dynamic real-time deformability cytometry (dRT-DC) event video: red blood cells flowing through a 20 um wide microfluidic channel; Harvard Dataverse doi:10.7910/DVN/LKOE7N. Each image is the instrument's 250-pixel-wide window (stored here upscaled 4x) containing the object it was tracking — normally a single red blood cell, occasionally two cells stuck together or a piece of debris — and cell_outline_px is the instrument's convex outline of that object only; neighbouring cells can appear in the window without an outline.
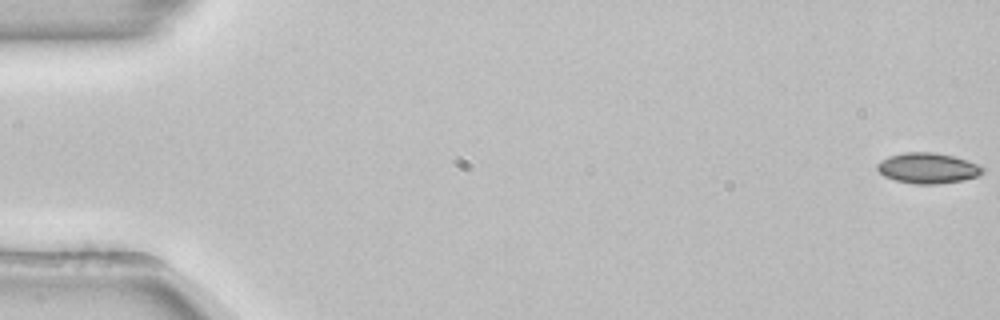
{"species": "common noctule bat (a hibernating species)", "species_latin": "Nyctalus noctula", "temperature_condition": "room temperature", "stored_images_in_passage": 54, "camera_frame_rate_fps": 3000, "um_per_image_px": 0.085, "animal": {"sex": "female", "body_mass_g": 22.7, "forearm_length_mm": 54.2}, "frame": {"image": 1, "passage_image": 1, "time_ms": 0.0, "image_size_px": [1000, 320], "cell_outline_px": [[984, 172], [976, 176], [960, 180], [936, 184], [916, 184], [896, 180], [884, 176], [876, 168], [876, 164], [880, 160], [888, 156], [904, 152], [932, 152], [952, 156], [968, 160], [984, 168]], "centroid_in_image_um": [78.82, 14.28], "position_along_channel_um": 6.2, "area_um2": 18.61}}
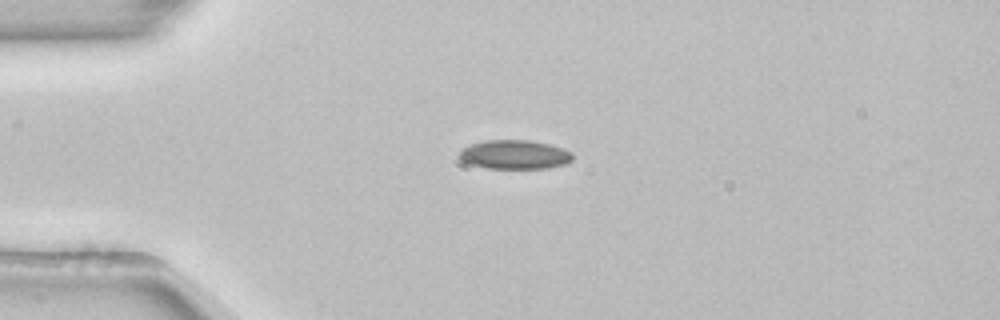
{"frame": {"image": 2, "passage_image": 14, "time_ms": 4.333, "image_size_px": [1000, 320], "cell_outline_px": [[572, 160], [564, 164], [548, 168], [488, 168], [472, 164], [464, 160], [460, 156], [460, 148], [484, 140], [528, 140], [548, 144], [564, 148], [572, 152]], "centroid_in_image_um": [43.77, 13.13], "position_along_channel_um": 41.2, "area_um2": 18.96}}
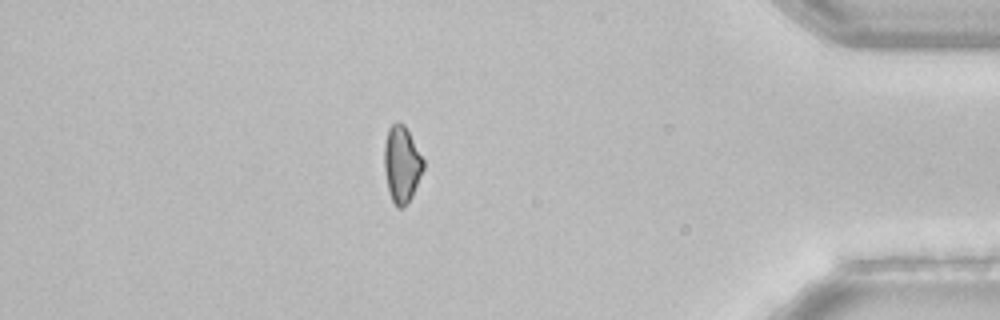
{"frame": {"image": 3, "passage_image": 47, "time_ms": 15.333, "image_size_px": [1000, 320], "cell_outline_px": [[424, 168], [412, 196], [408, 204], [404, 208], [396, 208], [392, 200], [388, 188], [384, 168], [384, 144], [388, 128], [396, 120], [400, 120], [404, 124], [424, 160]], "centroid_in_image_um": [34.14, 13.95], "position_along_channel_um": 401.1, "area_um2": 17.57}}